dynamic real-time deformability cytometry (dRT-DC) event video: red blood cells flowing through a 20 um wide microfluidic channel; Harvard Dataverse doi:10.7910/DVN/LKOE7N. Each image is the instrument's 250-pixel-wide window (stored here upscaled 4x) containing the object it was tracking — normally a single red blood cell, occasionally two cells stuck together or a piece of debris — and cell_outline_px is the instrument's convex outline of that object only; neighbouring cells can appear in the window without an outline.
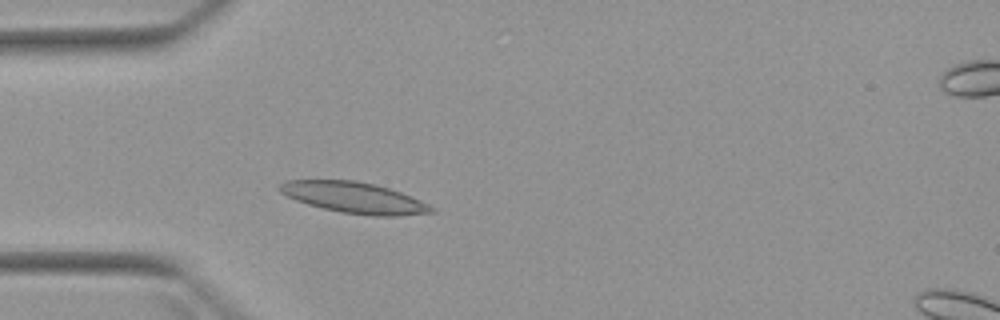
{"species": "Egyptian fruit bat (a non-hibernating species)", "species_latin": "Rousettus aegyptiacus", "temperature_condition": "warm", "stored_images_in_passage": 5, "camera_frame_rate_fps": 3000, "um_per_image_px": 0.085, "animal": {"sex": "female"}, "frame": {"image": 1, "passage_image": 4, "time_ms": 3.667, "image_size_px": [1000, 320], "cell_outline_px": [[436, 212], [400, 216], [372, 216], [340, 212], [308, 204], [296, 200], [280, 192], [276, 188], [284, 180], [356, 180], [376, 184], [400, 192], [428, 204], [436, 208]], "centroid_in_image_um": [30.1, 16.8], "position_along_channel_um": 54.9, "area_um2": 27.46}}